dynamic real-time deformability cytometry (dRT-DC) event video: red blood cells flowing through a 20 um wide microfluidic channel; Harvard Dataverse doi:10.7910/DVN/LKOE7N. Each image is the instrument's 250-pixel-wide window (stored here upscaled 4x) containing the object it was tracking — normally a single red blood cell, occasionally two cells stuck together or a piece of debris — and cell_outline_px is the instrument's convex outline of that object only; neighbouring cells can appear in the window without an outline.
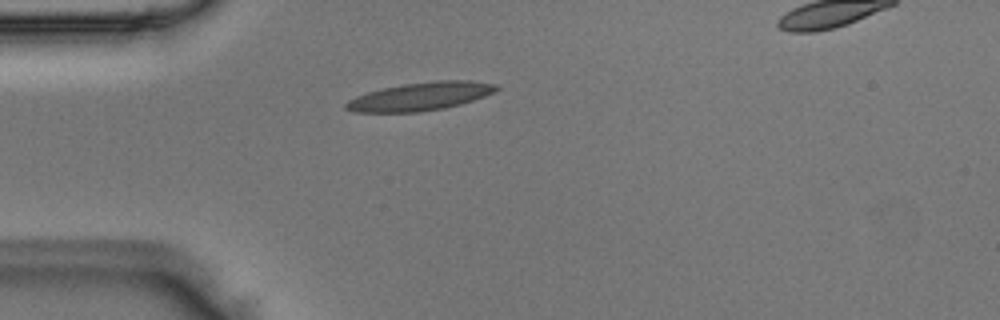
{"species": "Egyptian fruit bat (a non-hibernating species)", "species_latin": "Rousettus aegyptiacus", "temperature_condition": "room temperature", "stored_images_in_passage": 37, "camera_frame_rate_fps": 3000, "um_per_image_px": 0.085, "animal": {"sex": "male"}, "frame": {"image": 1, "passage_image": 1, "time_ms": 0.0, "image_size_px": [1000, 320], "cell_outline_px": [[500, 88], [484, 96], [460, 104], [444, 108], [416, 112], [356, 112], [344, 108], [344, 104], [348, 100], [356, 96], [368, 92], [384, 88], [404, 84], [436, 80], [468, 80], [496, 84]], "centroid_in_image_um": [35.71, 8.19], "position_along_channel_um": 49.3, "area_um2": 24.45}}
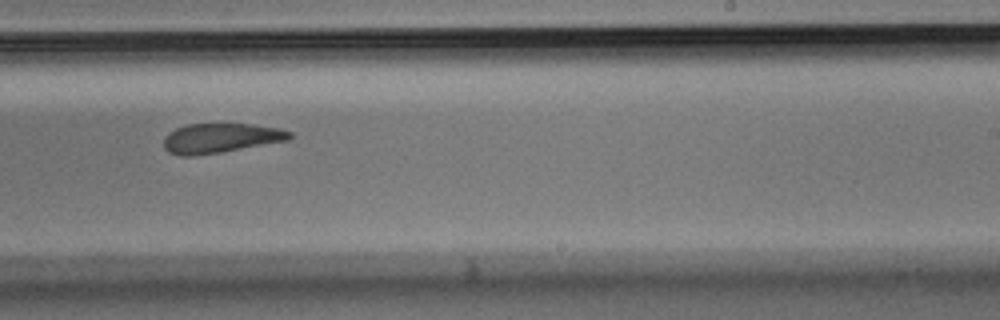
{"frame": {"image": 2, "passage_image": 19, "time_ms": 6.0, "image_size_px": [1000, 320], "cell_outline_px": [[292, 136], [288, 140], [220, 152], [192, 156], [180, 156], [168, 152], [164, 148], [164, 136], [168, 132], [176, 128], [188, 124], [252, 124], [280, 128], [292, 132]], "centroid_in_image_um": [18.72, 11.73], "position_along_channel_um": 270.3, "area_um2": 21.68}}
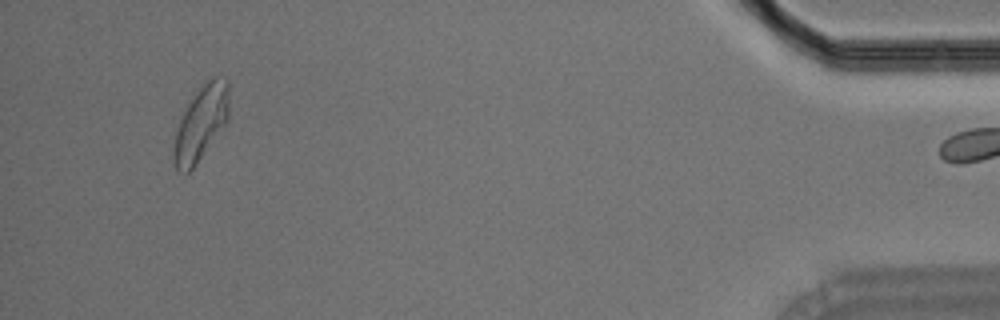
{"frame": {"image": 3, "passage_image": 36, "time_ms": 11.667, "image_size_px": [1000, 320], "cell_outline_px": [[228, 120], [196, 164], [184, 176], [176, 168], [172, 156], [172, 148], [176, 132], [180, 120], [188, 104], [196, 92], [212, 76], [216, 76], [228, 80]], "centroid_in_image_um": [17.06, 10.5], "position_along_channel_um": 418.1, "area_um2": 23.7}}